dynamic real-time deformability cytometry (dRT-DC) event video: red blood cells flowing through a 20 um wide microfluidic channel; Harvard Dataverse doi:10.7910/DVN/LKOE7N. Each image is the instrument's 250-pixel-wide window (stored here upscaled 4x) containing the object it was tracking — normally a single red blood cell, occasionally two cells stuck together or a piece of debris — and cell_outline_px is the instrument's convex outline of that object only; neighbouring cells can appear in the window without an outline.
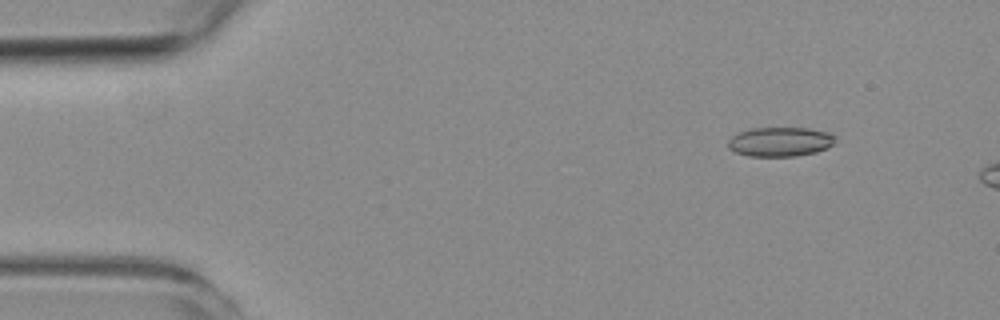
{"species": "common noctule bat (a hibernating species)", "species_latin": "Nyctalus noctula", "temperature_condition": "room temperature", "stored_images_in_passage": 6, "camera_frame_rate_fps": 3000, "um_per_image_px": 0.085, "animal": {"sex": "female", "body_mass_g": 19.3, "forearm_length_mm": 54.1}, "frame": {"image": 1, "passage_image": 6, "time_ms": 5.667, "image_size_px": [1000, 320], "cell_outline_px": [[836, 136], [832, 144], [828, 148], [816, 152], [796, 156], [748, 156], [736, 152], [728, 148], [728, 140], [732, 136], [740, 132], [752, 128], [808, 128], [828, 132]], "centroid_in_image_um": [66.32, 12.05], "position_along_channel_um": 18.7, "area_um2": 18.32}}